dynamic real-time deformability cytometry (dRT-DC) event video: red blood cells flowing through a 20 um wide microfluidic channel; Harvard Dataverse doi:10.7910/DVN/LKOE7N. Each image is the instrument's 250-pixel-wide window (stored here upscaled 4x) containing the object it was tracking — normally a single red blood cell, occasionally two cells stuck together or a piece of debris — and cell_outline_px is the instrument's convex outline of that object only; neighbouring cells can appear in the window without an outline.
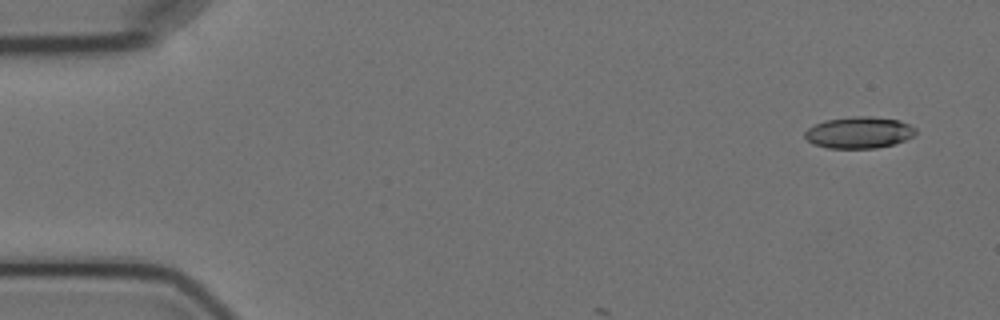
{"species": "Egyptian fruit bat (a non-hibernating species)", "species_latin": "Rousettus aegyptiacus", "temperature_condition": "cold", "stored_images_in_passage": 4, "camera_frame_rate_fps": 3000, "um_per_image_px": 0.085, "animal": {"sex": "female"}, "frame": {"image": 1, "passage_image": 1, "time_ms": 0.0, "image_size_px": [1000, 320], "cell_outline_px": [[916, 132], [912, 136], [904, 140], [892, 144], [876, 148], [828, 148], [812, 144], [804, 136], [804, 132], [808, 128], [824, 120], [852, 116], [872, 116], [900, 120], [916, 128]], "centroid_in_image_um": [72.99, 11.25], "position_along_channel_um": 12.0, "area_um2": 20.4}}